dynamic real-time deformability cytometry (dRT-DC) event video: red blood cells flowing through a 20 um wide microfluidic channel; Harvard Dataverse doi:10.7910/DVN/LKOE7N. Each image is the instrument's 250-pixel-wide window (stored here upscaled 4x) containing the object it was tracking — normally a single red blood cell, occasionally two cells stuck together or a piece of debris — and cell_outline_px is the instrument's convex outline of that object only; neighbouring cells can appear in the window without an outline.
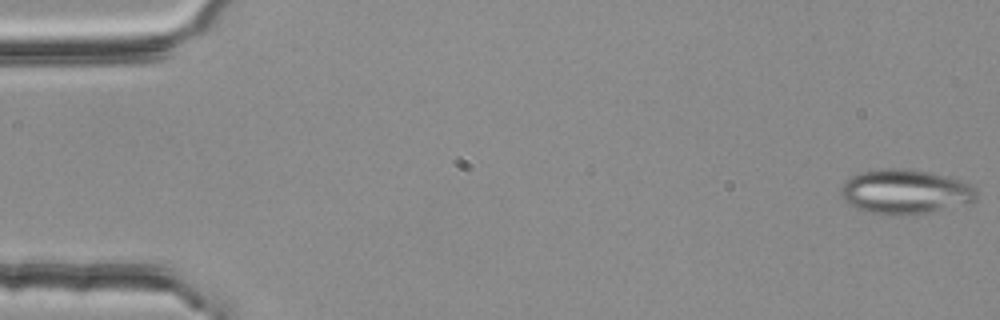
{"species": "common noctule bat (a hibernating species)", "species_latin": "Nyctalus noctula", "temperature_condition": "room temperature", "stored_images_in_passage": 54, "camera_frame_rate_fps": 3000, "um_per_image_px": 0.085, "animal": {"sex": "female", "body_mass_g": 25.1}, "frame": {"image": 1, "passage_image": 1, "time_ms": 0.0, "image_size_px": [1000, 320], "cell_outline_px": [[976, 200], [968, 204], [932, 212], [912, 216], [888, 216], [864, 212], [848, 204], [844, 200], [840, 192], [840, 188], [844, 180], [848, 176], [856, 172], [880, 168], [908, 168], [928, 172], [960, 180], [976, 188]], "centroid_in_image_um": [76.88, 16.32], "position_along_channel_um": 8.1, "area_um2": 36.3}}
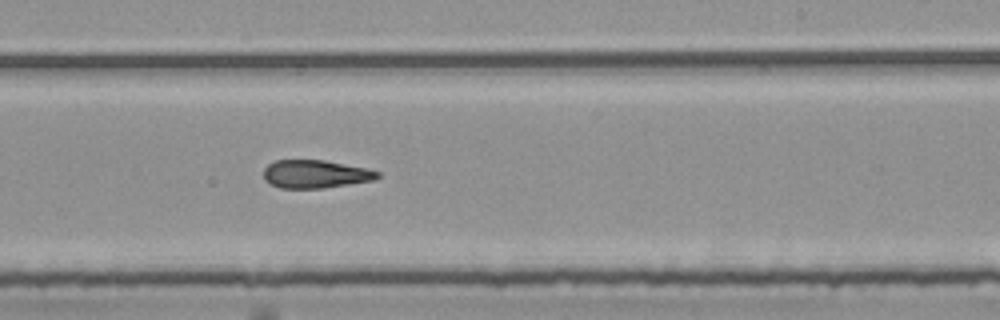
{"frame": {"image": 2, "passage_image": 33, "time_ms": 10.667, "image_size_px": [1000, 320], "cell_outline_px": [[380, 176], [372, 180], [320, 188], [280, 188], [264, 180], [264, 168], [268, 164], [276, 160], [324, 160], [364, 168], [380, 172]], "centroid_in_image_um": [26.76, 14.79], "position_along_channel_um": 262.2, "area_um2": 18.32}}
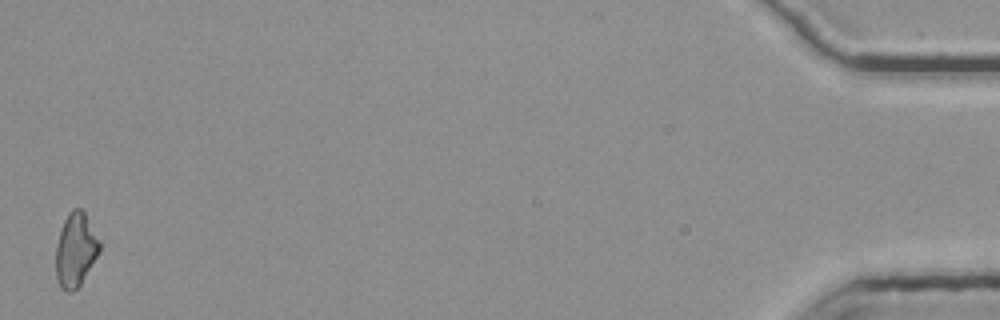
{"frame": {"image": 3, "passage_image": 54, "time_ms": 17.667, "image_size_px": [1000, 320], "cell_outline_px": [[100, 252], [80, 284], [72, 292], [68, 292], [60, 288], [56, 280], [56, 244], [64, 220], [68, 212], [72, 208], [80, 208], [84, 212], [100, 240]], "centroid_in_image_um": [6.42, 21.24], "position_along_channel_um": 428.8, "area_um2": 18.84}, "authors_computed_cell_mechanics": {"area_um2": 19.5653, "velocity_mm_per_s": 3.7731, "shape_relaxation_time_tau1_ms": null, "shape_relaxation_time_tau2_ms": 2.102, "deformation_change_tau1": null, "deformation_change_tau2": 0.1154}}